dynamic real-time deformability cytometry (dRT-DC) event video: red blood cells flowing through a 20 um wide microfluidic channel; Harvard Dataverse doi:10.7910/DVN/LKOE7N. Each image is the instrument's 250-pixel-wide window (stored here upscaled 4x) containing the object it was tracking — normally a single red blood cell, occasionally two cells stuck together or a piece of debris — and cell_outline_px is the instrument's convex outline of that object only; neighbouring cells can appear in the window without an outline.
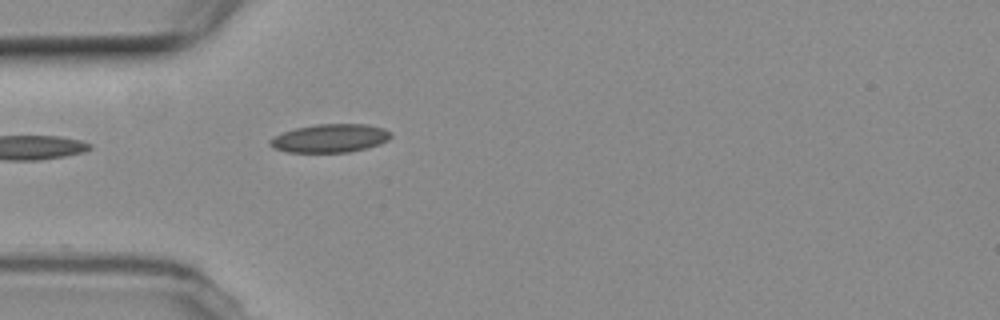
{"species": "common noctule bat (a hibernating species)", "species_latin": "Nyctalus noctula", "temperature_condition": "room temperature", "stored_images_in_passage": 5, "camera_frame_rate_fps": 3000, "um_per_image_px": 0.085, "animal": {"sex": "female", "body_mass_g": 19.3, "forearm_length_mm": 54.1}, "frame": {"image": 1, "passage_image": 5, "time_ms": 4.667, "image_size_px": [1000, 320], "cell_outline_px": [[392, 136], [388, 140], [380, 144], [348, 152], [288, 152], [272, 148], [268, 144], [268, 140], [272, 136], [296, 128], [316, 124], [368, 124], [384, 128], [392, 132]], "centroid_in_image_um": [28.04, 11.74], "position_along_channel_um": 57.0, "area_um2": 20.11}}